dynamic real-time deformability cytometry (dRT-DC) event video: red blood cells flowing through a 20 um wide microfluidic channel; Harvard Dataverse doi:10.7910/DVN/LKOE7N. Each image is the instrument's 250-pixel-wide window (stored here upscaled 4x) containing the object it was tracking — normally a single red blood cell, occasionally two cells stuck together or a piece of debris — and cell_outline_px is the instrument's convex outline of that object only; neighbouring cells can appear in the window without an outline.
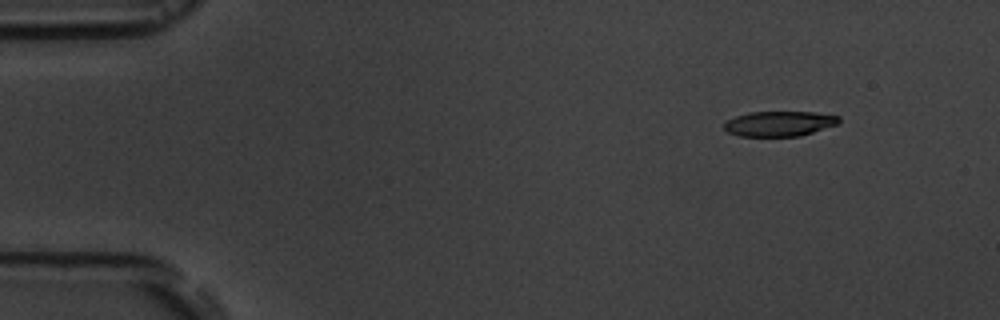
{"species": "common noctule bat (a hibernating species)", "species_latin": "Nyctalus noctula", "temperature_condition": "room temperature", "stored_images_in_passage": 5, "camera_frame_rate_fps": 3000, "um_per_image_px": 0.085, "animal": {"sex": "male", "body_mass_g": 19.5, "forearm_length_mm": 54.6}, "frame": {"image": 1, "passage_image": 1, "time_ms": 0.0, "image_size_px": [1000, 320], "cell_outline_px": [[840, 124], [800, 136], [740, 136], [728, 132], [724, 128], [724, 120], [748, 112], [816, 112], [840, 116]], "centroid_in_image_um": [66.26, 10.5], "position_along_channel_um": 18.7, "area_um2": 16.99}}
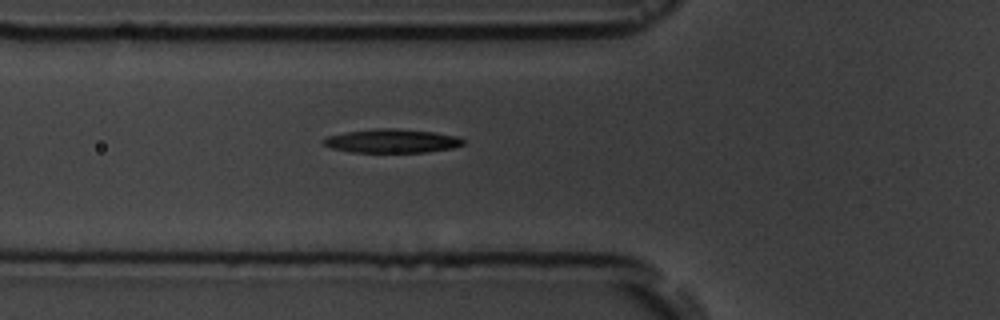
{"frame": {"image": 2, "passage_image": 5, "time_ms": 4.667, "image_size_px": [1000, 320], "cell_outline_px": [[464, 144], [452, 148], [424, 152], [352, 152], [332, 148], [324, 144], [320, 140], [328, 136], [348, 132], [372, 128], [396, 128], [432, 132], [456, 136], [464, 140]], "centroid_in_image_um": [33.29, 11.98], "position_along_channel_um": 92.5, "area_um2": 19.19}}